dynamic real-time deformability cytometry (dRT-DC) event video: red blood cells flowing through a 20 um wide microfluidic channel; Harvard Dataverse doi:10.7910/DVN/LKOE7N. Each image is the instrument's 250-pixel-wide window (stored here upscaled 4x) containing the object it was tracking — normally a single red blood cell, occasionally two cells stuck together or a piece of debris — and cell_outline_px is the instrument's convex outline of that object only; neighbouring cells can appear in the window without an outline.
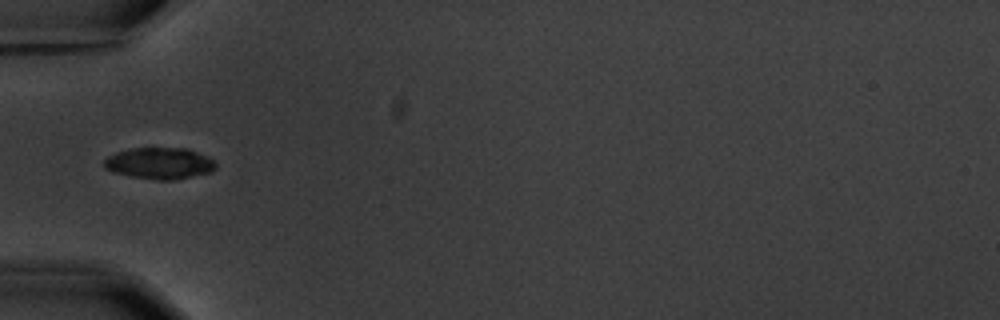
{"species": "common noctule bat (a hibernating species)", "species_latin": "Nyctalus noctula", "temperature_condition": "warm", "stored_images_in_passage": 11, "camera_frame_rate_fps": 3000, "um_per_image_px": 0.085, "animal": {"sex": "male", "body_mass_g": 20.1, "forearm_length_mm": 53.5}, "frame": {"image": 1, "passage_image": 5, "time_ms": 5.667, "image_size_px": [1000, 320], "cell_outline_px": [[216, 168], [212, 172], [176, 180], [156, 180], [132, 176], [112, 172], [104, 168], [104, 160], [108, 156], [116, 152], [132, 148], [188, 148], [212, 160], [216, 164]], "centroid_in_image_um": [13.55, 13.89], "position_along_channel_um": 71.5, "area_um2": 20.46}}